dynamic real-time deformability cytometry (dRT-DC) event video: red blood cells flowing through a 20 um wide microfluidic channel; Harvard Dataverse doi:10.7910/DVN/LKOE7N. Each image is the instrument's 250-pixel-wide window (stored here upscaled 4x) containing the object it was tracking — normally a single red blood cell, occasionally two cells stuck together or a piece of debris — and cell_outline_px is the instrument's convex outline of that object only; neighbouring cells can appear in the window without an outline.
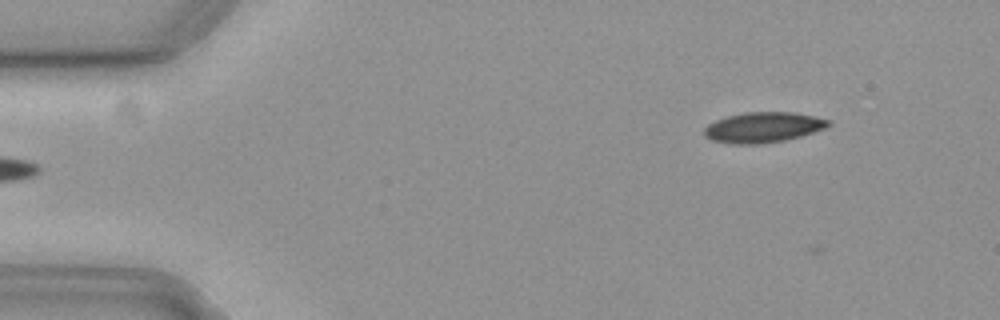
{"species": "common noctule bat (a hibernating species)", "species_latin": "Nyctalus noctula", "temperature_condition": "cold", "stored_images_in_passage": 5, "camera_frame_rate_fps": 3000, "um_per_image_px": 0.085, "animal": {"sex": "female", "body_mass_g": 19.3, "forearm_length_mm": 54.1}, "frame": {"image": 1, "passage_image": 3, "time_ms": 0.667, "image_size_px": [1000, 320], "cell_outline_px": [[832, 124], [824, 128], [800, 136], [784, 140], [756, 144], [736, 144], [712, 140], [704, 136], [704, 128], [708, 124], [716, 120], [728, 116], [744, 112], [792, 112], [832, 120]], "centroid_in_image_um": [64.86, 10.82], "position_along_channel_um": 20.1, "area_um2": 21.79}}